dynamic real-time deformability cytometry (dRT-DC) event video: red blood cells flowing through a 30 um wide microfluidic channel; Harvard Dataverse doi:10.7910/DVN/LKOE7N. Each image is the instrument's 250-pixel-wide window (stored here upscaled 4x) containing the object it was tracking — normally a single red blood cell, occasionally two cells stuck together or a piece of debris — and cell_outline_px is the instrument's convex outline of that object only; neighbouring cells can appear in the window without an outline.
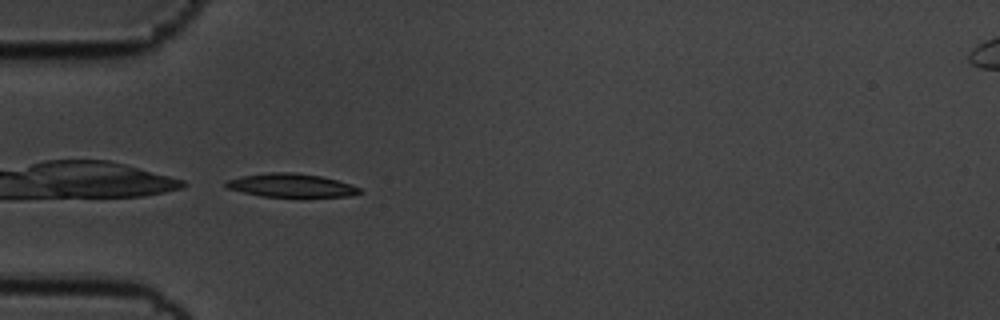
{"species": "common noctule bat (a hibernating species)", "species_latin": "Nyctalus noctula", "temperature_condition": "cold", "stored_images_in_passage": 40, "camera_frame_rate_fps": 3000, "um_per_image_px": 0.085, "animal": {"sex": "male", "body_mass_g": 19.5, "forearm_length_mm": 54.6}, "frame": {"image": 1, "passage_image": 1, "time_ms": 0.0, "image_size_px": [1000, 320], "cell_outline_px": [[364, 192], [352, 196], [300, 200], [260, 196], [228, 188], [224, 184], [224, 180], [240, 176], [268, 172], [292, 172], [320, 176], [352, 184], [360, 188]], "centroid_in_image_um": [24.81, 15.81], "position_along_channel_um": 60.2, "area_um2": 19.54}}
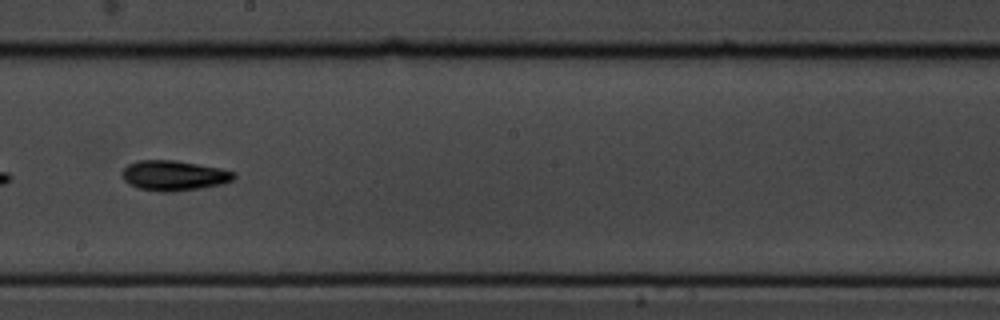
{"frame": {"image": 2, "passage_image": 16, "time_ms": 5.0, "image_size_px": [1000, 320], "cell_outline_px": [[236, 176], [232, 180], [224, 184], [200, 188], [172, 192], [160, 192], [136, 188], [128, 184], [124, 180], [120, 172], [128, 164], [136, 160], [172, 160], [220, 168], [236, 172]], "centroid_in_image_um": [14.75, 14.93], "position_along_channel_um": 233.4, "area_um2": 19.83}}
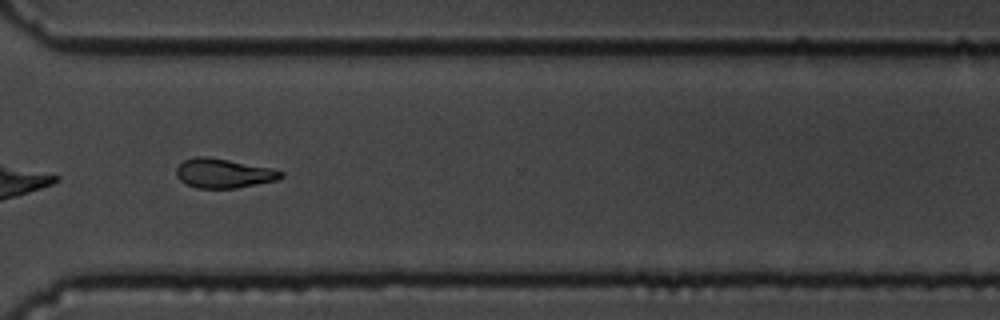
{"frame": {"image": 3, "passage_image": 26, "time_ms": 8.333, "image_size_px": [1000, 320], "cell_outline_px": [[284, 176], [276, 180], [236, 188], [196, 188], [180, 180], [176, 176], [176, 168], [184, 160], [196, 156], [204, 156], [228, 160], [272, 168], [284, 172]], "centroid_in_image_um": [19.0, 14.73], "position_along_channel_um": 351.6, "area_um2": 17.74}, "authors_computed_cell_mechanics": {"area_um2": 17.8891, "velocity_mm_per_s": 3.5527, "shape_relaxation_time_tau1_ms": 2.8916, "shape_relaxation_time_tau2_ms": 9.9853, "deformation_change_tau1": 0.116, "deformation_change_tau2": 0.181}}